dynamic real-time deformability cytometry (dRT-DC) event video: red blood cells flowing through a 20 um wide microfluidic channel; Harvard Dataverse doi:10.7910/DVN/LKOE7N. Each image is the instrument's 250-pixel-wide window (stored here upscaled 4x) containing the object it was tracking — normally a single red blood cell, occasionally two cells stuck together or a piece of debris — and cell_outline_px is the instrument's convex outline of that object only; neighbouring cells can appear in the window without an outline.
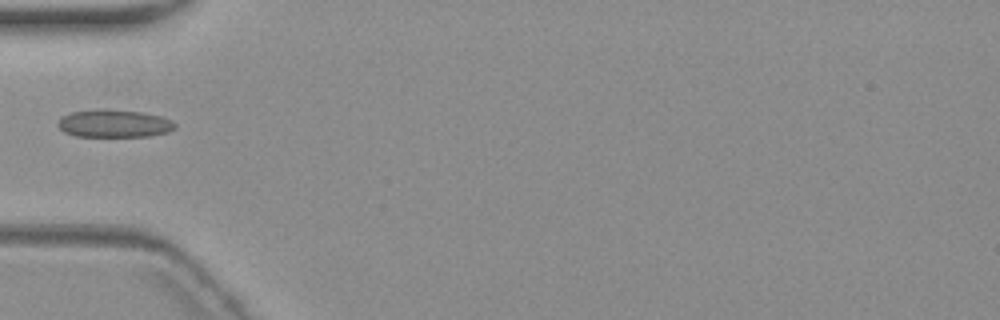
{"species": "common noctule bat (a hibernating species)", "species_latin": "Nyctalus noctula", "temperature_condition": "warm", "stored_images_in_passage": 4, "camera_frame_rate_fps": 3000, "um_per_image_px": 0.085, "animal": {"sex": "female", "body_mass_g": 19.3, "forearm_length_mm": 54.1}, "frame": {"image": 1, "passage_image": 4, "time_ms": 4.0, "image_size_px": [1000, 320], "cell_outline_px": [[176, 128], [168, 132], [148, 136], [76, 136], [64, 132], [56, 124], [64, 116], [72, 112], [92, 108], [108, 108], [144, 112], [160, 116], [172, 120], [176, 124]], "centroid_in_image_um": [9.72, 10.47], "position_along_channel_um": 75.3, "area_um2": 19.19}}